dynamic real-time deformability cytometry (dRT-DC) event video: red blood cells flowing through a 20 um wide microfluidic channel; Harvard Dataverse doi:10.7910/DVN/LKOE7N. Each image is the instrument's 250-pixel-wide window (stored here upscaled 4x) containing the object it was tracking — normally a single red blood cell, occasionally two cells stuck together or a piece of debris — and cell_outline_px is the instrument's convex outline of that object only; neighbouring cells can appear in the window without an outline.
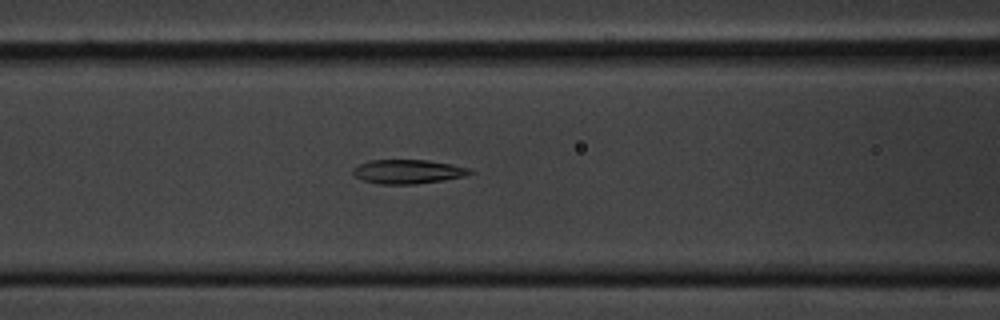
{"species": "common noctule bat (a hibernating species)", "species_latin": "Nyctalus noctula", "temperature_condition": "cold", "stored_images_in_passage": 34, "camera_frame_rate_fps": 3000, "um_per_image_px": 0.085, "animal": {"sex": "male", "body_mass_g": 20.1, "forearm_length_mm": 53.5}, "frame": {"image": 1, "passage_image": 13, "time_ms": 4.0, "image_size_px": [1000, 320], "cell_outline_px": [[476, 172], [464, 176], [444, 180], [416, 184], [380, 184], [360, 180], [352, 176], [352, 168], [368, 160], [428, 160], [472, 168]], "centroid_in_image_um": [34.65, 14.59], "position_along_channel_um": 131.9, "area_um2": 16.7}}
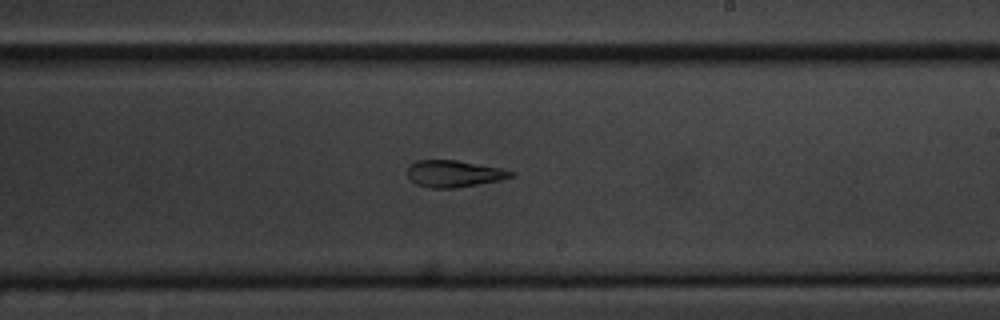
{"frame": {"image": 2, "passage_image": 23, "time_ms": 7.333, "image_size_px": [1000, 320], "cell_outline_px": [[516, 176], [500, 180], [456, 188], [432, 188], [416, 184], [408, 176], [408, 168], [416, 160], [456, 160], [500, 168], [516, 172]], "centroid_in_image_um": [38.62, 14.76], "position_along_channel_um": 250.4, "area_um2": 16.07}}
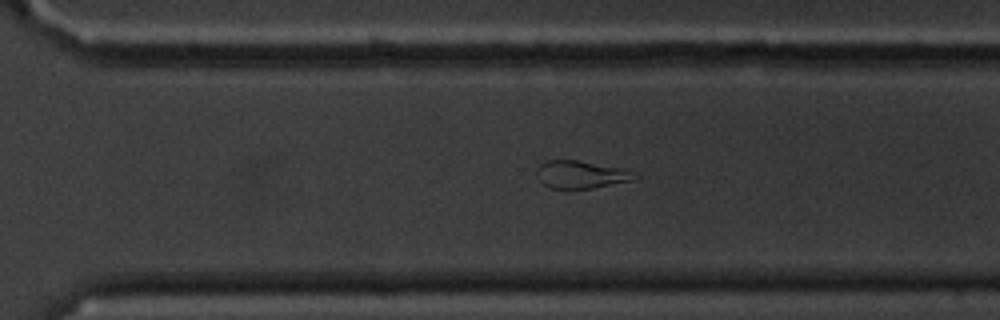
{"frame": {"image": 3, "passage_image": 29, "time_ms": 9.333, "image_size_px": [1000, 320], "cell_outline_px": [[640, 176], [636, 180], [592, 188], [552, 188], [544, 184], [540, 180], [536, 172], [540, 164], [548, 160], [576, 160], [624, 168]], "centroid_in_image_um": [49.44, 14.83], "position_along_channel_um": 321.2, "area_um2": 15.72}, "authors_computed_cell_mechanics": {"area_um2": 16.5019, "velocity_mm_per_s": 3.5586, "shape_relaxation_time_tau1_ms": 6.0165, "shape_relaxation_time_tau2_ms": 3.7398, "deformation_change_tau1": 0.2011, "deformation_change_tau2": 0.1095}}